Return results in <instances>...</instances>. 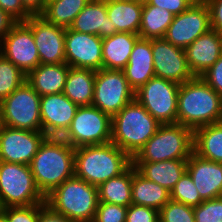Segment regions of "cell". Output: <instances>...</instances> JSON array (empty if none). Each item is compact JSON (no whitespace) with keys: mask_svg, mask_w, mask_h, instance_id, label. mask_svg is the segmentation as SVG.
<instances>
[{"mask_svg":"<svg viewBox=\"0 0 222 222\" xmlns=\"http://www.w3.org/2000/svg\"><path fill=\"white\" fill-rule=\"evenodd\" d=\"M107 17L117 32L138 34L143 2L139 0H106Z\"/></svg>","mask_w":222,"mask_h":222,"instance_id":"484cf974","label":"cell"},{"mask_svg":"<svg viewBox=\"0 0 222 222\" xmlns=\"http://www.w3.org/2000/svg\"><path fill=\"white\" fill-rule=\"evenodd\" d=\"M25 23L32 29L41 64L66 63V29L48 22L41 15H32Z\"/></svg>","mask_w":222,"mask_h":222,"instance_id":"9a60e30c","label":"cell"},{"mask_svg":"<svg viewBox=\"0 0 222 222\" xmlns=\"http://www.w3.org/2000/svg\"><path fill=\"white\" fill-rule=\"evenodd\" d=\"M133 159L114 143L78 147L75 150V176L87 183H101L125 172Z\"/></svg>","mask_w":222,"mask_h":222,"instance_id":"7a4b0ae2","label":"cell"},{"mask_svg":"<svg viewBox=\"0 0 222 222\" xmlns=\"http://www.w3.org/2000/svg\"><path fill=\"white\" fill-rule=\"evenodd\" d=\"M0 222H8V221L0 214Z\"/></svg>","mask_w":222,"mask_h":222,"instance_id":"681fc988","label":"cell"},{"mask_svg":"<svg viewBox=\"0 0 222 222\" xmlns=\"http://www.w3.org/2000/svg\"><path fill=\"white\" fill-rule=\"evenodd\" d=\"M90 0H55L47 2L41 14L48 22L63 28H69L75 17Z\"/></svg>","mask_w":222,"mask_h":222,"instance_id":"1f68e13d","label":"cell"},{"mask_svg":"<svg viewBox=\"0 0 222 222\" xmlns=\"http://www.w3.org/2000/svg\"><path fill=\"white\" fill-rule=\"evenodd\" d=\"M139 34L116 32L102 39V69L122 70L129 61L130 54Z\"/></svg>","mask_w":222,"mask_h":222,"instance_id":"cb8c5ba5","label":"cell"},{"mask_svg":"<svg viewBox=\"0 0 222 222\" xmlns=\"http://www.w3.org/2000/svg\"><path fill=\"white\" fill-rule=\"evenodd\" d=\"M136 171L171 191L187 171V160H165L160 162H133Z\"/></svg>","mask_w":222,"mask_h":222,"instance_id":"d4e9b609","label":"cell"},{"mask_svg":"<svg viewBox=\"0 0 222 222\" xmlns=\"http://www.w3.org/2000/svg\"><path fill=\"white\" fill-rule=\"evenodd\" d=\"M65 60L74 68L102 69V38L66 28Z\"/></svg>","mask_w":222,"mask_h":222,"instance_id":"2e32d148","label":"cell"},{"mask_svg":"<svg viewBox=\"0 0 222 222\" xmlns=\"http://www.w3.org/2000/svg\"><path fill=\"white\" fill-rule=\"evenodd\" d=\"M155 77L183 84L195 76L189 69L185 50L165 38L151 39Z\"/></svg>","mask_w":222,"mask_h":222,"instance_id":"5bb4252c","label":"cell"},{"mask_svg":"<svg viewBox=\"0 0 222 222\" xmlns=\"http://www.w3.org/2000/svg\"><path fill=\"white\" fill-rule=\"evenodd\" d=\"M96 71L70 67L63 94L78 106L92 105Z\"/></svg>","mask_w":222,"mask_h":222,"instance_id":"4316f807","label":"cell"},{"mask_svg":"<svg viewBox=\"0 0 222 222\" xmlns=\"http://www.w3.org/2000/svg\"><path fill=\"white\" fill-rule=\"evenodd\" d=\"M0 54L26 76L41 63L32 29L25 22H17L2 38Z\"/></svg>","mask_w":222,"mask_h":222,"instance_id":"8fae6325","label":"cell"},{"mask_svg":"<svg viewBox=\"0 0 222 222\" xmlns=\"http://www.w3.org/2000/svg\"><path fill=\"white\" fill-rule=\"evenodd\" d=\"M222 96L200 76L180 84L178 91L177 123L192 129L219 123Z\"/></svg>","mask_w":222,"mask_h":222,"instance_id":"6da1fadb","label":"cell"},{"mask_svg":"<svg viewBox=\"0 0 222 222\" xmlns=\"http://www.w3.org/2000/svg\"><path fill=\"white\" fill-rule=\"evenodd\" d=\"M45 202L72 222H92L99 204L98 187L74 175L47 195Z\"/></svg>","mask_w":222,"mask_h":222,"instance_id":"277c9868","label":"cell"},{"mask_svg":"<svg viewBox=\"0 0 222 222\" xmlns=\"http://www.w3.org/2000/svg\"><path fill=\"white\" fill-rule=\"evenodd\" d=\"M0 214L8 222H37L39 218V204L6 207L0 211Z\"/></svg>","mask_w":222,"mask_h":222,"instance_id":"74e56055","label":"cell"},{"mask_svg":"<svg viewBox=\"0 0 222 222\" xmlns=\"http://www.w3.org/2000/svg\"><path fill=\"white\" fill-rule=\"evenodd\" d=\"M210 11V27L222 34V0H208L205 2Z\"/></svg>","mask_w":222,"mask_h":222,"instance_id":"ee69618b","label":"cell"},{"mask_svg":"<svg viewBox=\"0 0 222 222\" xmlns=\"http://www.w3.org/2000/svg\"><path fill=\"white\" fill-rule=\"evenodd\" d=\"M69 28L79 33L98 35L102 39L117 32L107 17L106 0H90Z\"/></svg>","mask_w":222,"mask_h":222,"instance_id":"44dd1931","label":"cell"},{"mask_svg":"<svg viewBox=\"0 0 222 222\" xmlns=\"http://www.w3.org/2000/svg\"><path fill=\"white\" fill-rule=\"evenodd\" d=\"M40 99L41 96L24 82L1 101L3 125L14 129L40 131Z\"/></svg>","mask_w":222,"mask_h":222,"instance_id":"ba28073f","label":"cell"},{"mask_svg":"<svg viewBox=\"0 0 222 222\" xmlns=\"http://www.w3.org/2000/svg\"><path fill=\"white\" fill-rule=\"evenodd\" d=\"M122 71L135 92L155 77L151 40L139 38L136 41L128 64Z\"/></svg>","mask_w":222,"mask_h":222,"instance_id":"ffe728a7","label":"cell"},{"mask_svg":"<svg viewBox=\"0 0 222 222\" xmlns=\"http://www.w3.org/2000/svg\"><path fill=\"white\" fill-rule=\"evenodd\" d=\"M3 126V120H2V102L0 100V128Z\"/></svg>","mask_w":222,"mask_h":222,"instance_id":"c3c4849f","label":"cell"},{"mask_svg":"<svg viewBox=\"0 0 222 222\" xmlns=\"http://www.w3.org/2000/svg\"><path fill=\"white\" fill-rule=\"evenodd\" d=\"M195 222H222V196L204 200L194 207Z\"/></svg>","mask_w":222,"mask_h":222,"instance_id":"8d00e7d4","label":"cell"},{"mask_svg":"<svg viewBox=\"0 0 222 222\" xmlns=\"http://www.w3.org/2000/svg\"><path fill=\"white\" fill-rule=\"evenodd\" d=\"M40 117L42 128L70 127L78 105L63 93L41 96Z\"/></svg>","mask_w":222,"mask_h":222,"instance_id":"603a6c76","label":"cell"},{"mask_svg":"<svg viewBox=\"0 0 222 222\" xmlns=\"http://www.w3.org/2000/svg\"><path fill=\"white\" fill-rule=\"evenodd\" d=\"M26 82V75L0 54V100L2 101Z\"/></svg>","mask_w":222,"mask_h":222,"instance_id":"d6a6232c","label":"cell"},{"mask_svg":"<svg viewBox=\"0 0 222 222\" xmlns=\"http://www.w3.org/2000/svg\"><path fill=\"white\" fill-rule=\"evenodd\" d=\"M170 200V191L144 178L135 171L132 175V204L147 206L158 211Z\"/></svg>","mask_w":222,"mask_h":222,"instance_id":"f1b7e54d","label":"cell"},{"mask_svg":"<svg viewBox=\"0 0 222 222\" xmlns=\"http://www.w3.org/2000/svg\"><path fill=\"white\" fill-rule=\"evenodd\" d=\"M200 77L222 96V55Z\"/></svg>","mask_w":222,"mask_h":222,"instance_id":"60d3db41","label":"cell"},{"mask_svg":"<svg viewBox=\"0 0 222 222\" xmlns=\"http://www.w3.org/2000/svg\"><path fill=\"white\" fill-rule=\"evenodd\" d=\"M159 222H195L194 207L170 199L159 210Z\"/></svg>","mask_w":222,"mask_h":222,"instance_id":"d590c367","label":"cell"},{"mask_svg":"<svg viewBox=\"0 0 222 222\" xmlns=\"http://www.w3.org/2000/svg\"><path fill=\"white\" fill-rule=\"evenodd\" d=\"M40 131L0 128V161L30 165L41 145Z\"/></svg>","mask_w":222,"mask_h":222,"instance_id":"e0dca14e","label":"cell"},{"mask_svg":"<svg viewBox=\"0 0 222 222\" xmlns=\"http://www.w3.org/2000/svg\"><path fill=\"white\" fill-rule=\"evenodd\" d=\"M51 1H55V0H46V4H47V2H51Z\"/></svg>","mask_w":222,"mask_h":222,"instance_id":"816d5d0a","label":"cell"},{"mask_svg":"<svg viewBox=\"0 0 222 222\" xmlns=\"http://www.w3.org/2000/svg\"><path fill=\"white\" fill-rule=\"evenodd\" d=\"M179 86L174 81L153 77L135 92V99L160 124L177 123Z\"/></svg>","mask_w":222,"mask_h":222,"instance_id":"9c48e42d","label":"cell"},{"mask_svg":"<svg viewBox=\"0 0 222 222\" xmlns=\"http://www.w3.org/2000/svg\"><path fill=\"white\" fill-rule=\"evenodd\" d=\"M69 69L67 63H40L26 76V82L40 96L63 93Z\"/></svg>","mask_w":222,"mask_h":222,"instance_id":"7402d4cb","label":"cell"},{"mask_svg":"<svg viewBox=\"0 0 222 222\" xmlns=\"http://www.w3.org/2000/svg\"><path fill=\"white\" fill-rule=\"evenodd\" d=\"M40 133L44 145L61 147L71 151L77 149L70 127L41 128Z\"/></svg>","mask_w":222,"mask_h":222,"instance_id":"e575fe53","label":"cell"},{"mask_svg":"<svg viewBox=\"0 0 222 222\" xmlns=\"http://www.w3.org/2000/svg\"><path fill=\"white\" fill-rule=\"evenodd\" d=\"M219 123L222 125V111H221V117H220Z\"/></svg>","mask_w":222,"mask_h":222,"instance_id":"f907efd6","label":"cell"},{"mask_svg":"<svg viewBox=\"0 0 222 222\" xmlns=\"http://www.w3.org/2000/svg\"><path fill=\"white\" fill-rule=\"evenodd\" d=\"M45 202L34 181L30 165L0 161V205L3 208Z\"/></svg>","mask_w":222,"mask_h":222,"instance_id":"52a82bcc","label":"cell"},{"mask_svg":"<svg viewBox=\"0 0 222 222\" xmlns=\"http://www.w3.org/2000/svg\"><path fill=\"white\" fill-rule=\"evenodd\" d=\"M184 50L189 69L194 76H201L222 55V34L210 29Z\"/></svg>","mask_w":222,"mask_h":222,"instance_id":"d6986e66","label":"cell"},{"mask_svg":"<svg viewBox=\"0 0 222 222\" xmlns=\"http://www.w3.org/2000/svg\"><path fill=\"white\" fill-rule=\"evenodd\" d=\"M21 2L31 15H41L46 7V0H21Z\"/></svg>","mask_w":222,"mask_h":222,"instance_id":"bcb514c9","label":"cell"},{"mask_svg":"<svg viewBox=\"0 0 222 222\" xmlns=\"http://www.w3.org/2000/svg\"><path fill=\"white\" fill-rule=\"evenodd\" d=\"M0 9L17 22H25L32 15L24 8L21 0H0Z\"/></svg>","mask_w":222,"mask_h":222,"instance_id":"b9f144b4","label":"cell"},{"mask_svg":"<svg viewBox=\"0 0 222 222\" xmlns=\"http://www.w3.org/2000/svg\"><path fill=\"white\" fill-rule=\"evenodd\" d=\"M194 131L179 123L161 124L133 158V162L188 160L193 153Z\"/></svg>","mask_w":222,"mask_h":222,"instance_id":"5b68a950","label":"cell"},{"mask_svg":"<svg viewBox=\"0 0 222 222\" xmlns=\"http://www.w3.org/2000/svg\"><path fill=\"white\" fill-rule=\"evenodd\" d=\"M210 27V11L205 2H195L187 10L175 15L164 38L176 47L185 49Z\"/></svg>","mask_w":222,"mask_h":222,"instance_id":"4fadbf2b","label":"cell"},{"mask_svg":"<svg viewBox=\"0 0 222 222\" xmlns=\"http://www.w3.org/2000/svg\"><path fill=\"white\" fill-rule=\"evenodd\" d=\"M136 168L132 164L122 174L110 178L98 186L99 202L111 203L120 206L132 204V175Z\"/></svg>","mask_w":222,"mask_h":222,"instance_id":"83f0119b","label":"cell"},{"mask_svg":"<svg viewBox=\"0 0 222 222\" xmlns=\"http://www.w3.org/2000/svg\"><path fill=\"white\" fill-rule=\"evenodd\" d=\"M134 99L135 91L130 87L122 70L96 71L92 106L112 118Z\"/></svg>","mask_w":222,"mask_h":222,"instance_id":"30bf717a","label":"cell"},{"mask_svg":"<svg viewBox=\"0 0 222 222\" xmlns=\"http://www.w3.org/2000/svg\"><path fill=\"white\" fill-rule=\"evenodd\" d=\"M112 118L95 106H79L70 125L76 147L111 142Z\"/></svg>","mask_w":222,"mask_h":222,"instance_id":"7c38bea8","label":"cell"},{"mask_svg":"<svg viewBox=\"0 0 222 222\" xmlns=\"http://www.w3.org/2000/svg\"><path fill=\"white\" fill-rule=\"evenodd\" d=\"M74 159L75 151L41 143L30 168L36 186L44 197L75 175Z\"/></svg>","mask_w":222,"mask_h":222,"instance_id":"8992f818","label":"cell"},{"mask_svg":"<svg viewBox=\"0 0 222 222\" xmlns=\"http://www.w3.org/2000/svg\"><path fill=\"white\" fill-rule=\"evenodd\" d=\"M126 222H159V211L152 207L131 204L127 209Z\"/></svg>","mask_w":222,"mask_h":222,"instance_id":"ab89813d","label":"cell"},{"mask_svg":"<svg viewBox=\"0 0 222 222\" xmlns=\"http://www.w3.org/2000/svg\"><path fill=\"white\" fill-rule=\"evenodd\" d=\"M160 126L134 99L112 117L111 142L133 159Z\"/></svg>","mask_w":222,"mask_h":222,"instance_id":"3957f363","label":"cell"},{"mask_svg":"<svg viewBox=\"0 0 222 222\" xmlns=\"http://www.w3.org/2000/svg\"><path fill=\"white\" fill-rule=\"evenodd\" d=\"M174 15L168 10L143 2L139 36L142 39L164 38Z\"/></svg>","mask_w":222,"mask_h":222,"instance_id":"4dcf8cb0","label":"cell"},{"mask_svg":"<svg viewBox=\"0 0 222 222\" xmlns=\"http://www.w3.org/2000/svg\"><path fill=\"white\" fill-rule=\"evenodd\" d=\"M148 4L168 10L174 16L187 10L195 2L193 0H147Z\"/></svg>","mask_w":222,"mask_h":222,"instance_id":"7bdbcfd3","label":"cell"},{"mask_svg":"<svg viewBox=\"0 0 222 222\" xmlns=\"http://www.w3.org/2000/svg\"><path fill=\"white\" fill-rule=\"evenodd\" d=\"M187 172L203 200L222 196V163L201 158L193 152L187 160Z\"/></svg>","mask_w":222,"mask_h":222,"instance_id":"ac0fdd59","label":"cell"},{"mask_svg":"<svg viewBox=\"0 0 222 222\" xmlns=\"http://www.w3.org/2000/svg\"><path fill=\"white\" fill-rule=\"evenodd\" d=\"M17 21L0 9V41L12 29Z\"/></svg>","mask_w":222,"mask_h":222,"instance_id":"7dc6e473","label":"cell"},{"mask_svg":"<svg viewBox=\"0 0 222 222\" xmlns=\"http://www.w3.org/2000/svg\"><path fill=\"white\" fill-rule=\"evenodd\" d=\"M37 222H72L65 215L54 211L49 205L39 204V218Z\"/></svg>","mask_w":222,"mask_h":222,"instance_id":"f6af8a7d","label":"cell"},{"mask_svg":"<svg viewBox=\"0 0 222 222\" xmlns=\"http://www.w3.org/2000/svg\"><path fill=\"white\" fill-rule=\"evenodd\" d=\"M170 199L192 207L198 206L204 201L187 171L170 191Z\"/></svg>","mask_w":222,"mask_h":222,"instance_id":"836d02e7","label":"cell"},{"mask_svg":"<svg viewBox=\"0 0 222 222\" xmlns=\"http://www.w3.org/2000/svg\"><path fill=\"white\" fill-rule=\"evenodd\" d=\"M193 152L201 158L222 163V125L209 124L194 130Z\"/></svg>","mask_w":222,"mask_h":222,"instance_id":"f546056e","label":"cell"},{"mask_svg":"<svg viewBox=\"0 0 222 222\" xmlns=\"http://www.w3.org/2000/svg\"><path fill=\"white\" fill-rule=\"evenodd\" d=\"M128 207L99 202L92 222H126Z\"/></svg>","mask_w":222,"mask_h":222,"instance_id":"f35d334b","label":"cell"}]
</instances>
